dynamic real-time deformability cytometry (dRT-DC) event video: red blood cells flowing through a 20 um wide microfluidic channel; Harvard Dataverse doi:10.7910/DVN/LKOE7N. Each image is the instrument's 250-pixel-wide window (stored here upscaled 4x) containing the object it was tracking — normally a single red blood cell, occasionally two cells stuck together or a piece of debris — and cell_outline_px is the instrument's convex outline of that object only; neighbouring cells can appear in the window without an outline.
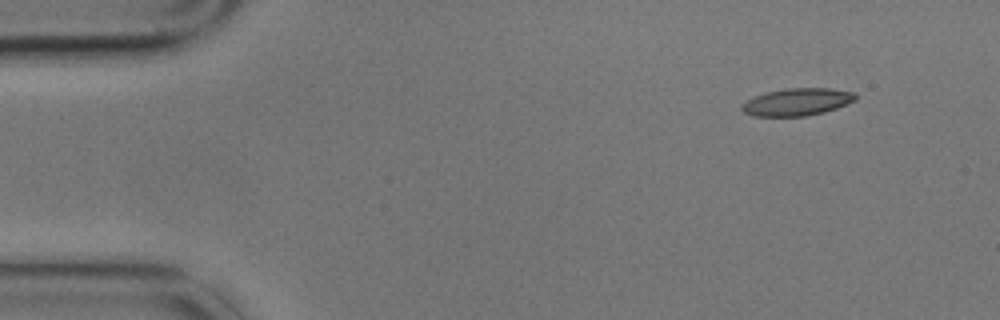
{"species": "common noctule bat (a hibernating species)", "species_latin": "Nyctalus noctula", "temperature_condition": "cold", "stored_images_in_passage": 4, "camera_frame_rate_fps": 3000, "um_per_image_px": 0.085, "animal": {"sex": "male", "body_mass_g": 17.9}, "frame": {"image": 1, "passage_image": 1, "time_ms": 0.0, "image_size_px": [1000, 320], "cell_outline_px": [[856, 100], [836, 108], [824, 112], [808, 116], [752, 116], [744, 112], [740, 108], [748, 100], [756, 96], [768, 92], [788, 88], [828, 88], [852, 92], [856, 96]], "centroid_in_image_um": [67.76, 8.67], "position_along_channel_um": 17.2, "area_um2": 17.86}}
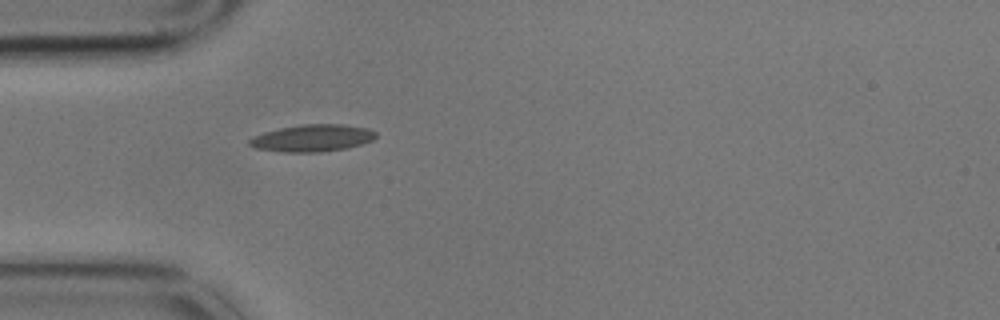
{"frame": {"image": 2, "passage_image": 4, "time_ms": 1.0, "image_size_px": [1000, 320], "cell_outline_px": [[376, 136], [372, 140], [348, 148], [320, 152], [280, 152], [256, 148], [248, 144], [248, 140], [252, 136], [264, 132], [280, 128], [304, 124], [340, 124], [368, 128], [376, 132]], "centroid_in_image_um": [26.53, 11.74], "position_along_channel_um": 58.5, "area_um2": 19.94}}